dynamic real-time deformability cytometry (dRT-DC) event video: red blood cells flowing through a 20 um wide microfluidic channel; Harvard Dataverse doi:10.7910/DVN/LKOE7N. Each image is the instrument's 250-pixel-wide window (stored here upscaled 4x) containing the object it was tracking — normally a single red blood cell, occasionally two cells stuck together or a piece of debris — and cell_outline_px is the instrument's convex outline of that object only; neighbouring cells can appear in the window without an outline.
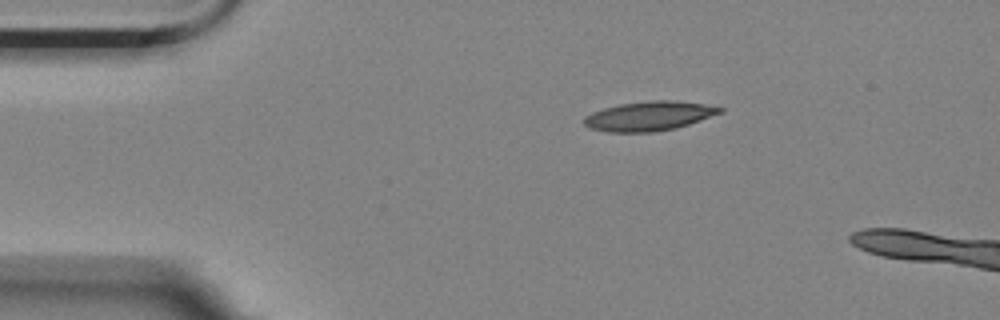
{"species": "Egyptian fruit bat (a non-hibernating species)", "species_latin": "Rousettus aegyptiacus", "temperature_condition": "room temperature", "stored_images_in_passage": 2, "camera_frame_rate_fps": 3000, "um_per_image_px": 0.085, "animal": {"sex": "female"}, "frame": {"image": 1, "passage_image": 1, "time_ms": 0.0, "image_size_px": [1000, 320], "cell_outline_px": [[724, 112], [676, 128], [652, 132], [608, 132], [588, 128], [584, 124], [584, 116], [592, 112], [604, 108], [620, 104], [652, 100], [672, 100], [704, 104], [724, 108]], "centroid_in_image_um": [55.16, 9.86], "position_along_channel_um": 29.8, "area_um2": 23.24}}